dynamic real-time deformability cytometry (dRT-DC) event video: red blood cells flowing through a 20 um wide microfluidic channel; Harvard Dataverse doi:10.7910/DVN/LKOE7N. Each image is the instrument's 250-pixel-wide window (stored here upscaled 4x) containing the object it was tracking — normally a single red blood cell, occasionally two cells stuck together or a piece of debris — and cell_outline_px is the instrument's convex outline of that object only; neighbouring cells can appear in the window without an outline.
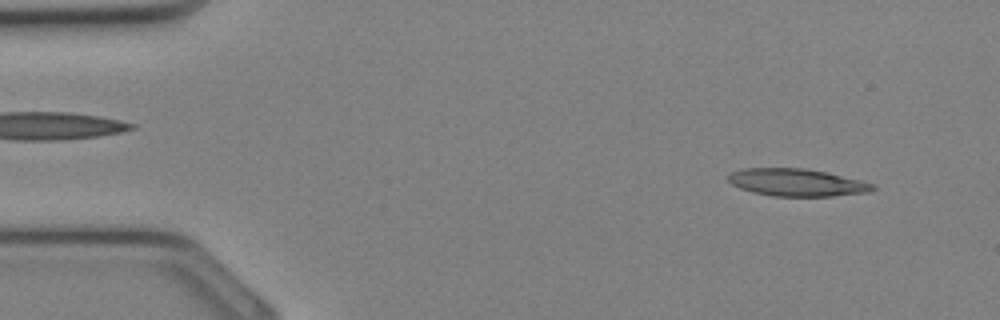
{"species": "Egyptian fruit bat (a non-hibernating species)", "species_latin": "Rousettus aegyptiacus", "temperature_condition": "cold", "stored_images_in_passage": 8, "camera_frame_rate_fps": 3000, "um_per_image_px": 0.085, "animal": {"sex": "female"}, "frame": {"image": 1, "passage_image": 3, "time_ms": 0.667, "image_size_px": [1000, 320], "cell_outline_px": [[876, 188], [872, 192], [832, 196], [772, 196], [752, 192], [740, 188], [732, 184], [728, 180], [728, 176], [732, 172], [740, 168], [804, 168], [824, 172], [860, 180], [876, 184]], "centroid_in_image_um": [67.74, 15.51], "position_along_channel_um": 17.3, "area_um2": 23.12}}